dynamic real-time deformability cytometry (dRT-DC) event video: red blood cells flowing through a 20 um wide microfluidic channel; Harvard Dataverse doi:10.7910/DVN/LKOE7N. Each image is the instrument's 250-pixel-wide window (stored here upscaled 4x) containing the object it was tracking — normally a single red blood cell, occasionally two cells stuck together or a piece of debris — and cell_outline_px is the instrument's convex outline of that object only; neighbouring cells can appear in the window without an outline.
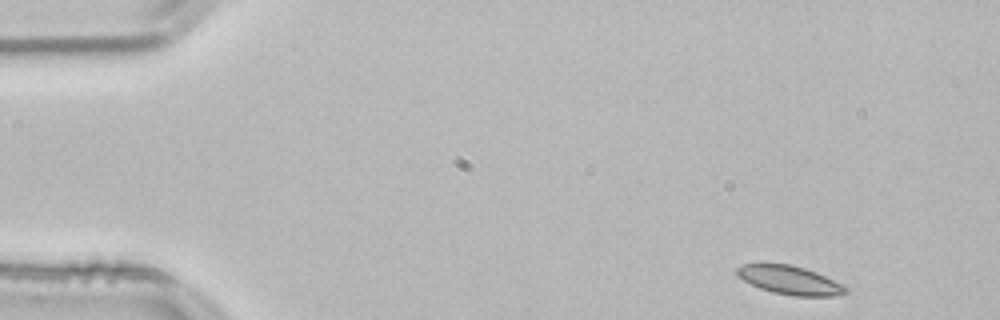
{"species": "common noctule bat (a hibernating species)", "species_latin": "Nyctalus noctula", "temperature_condition": "room temperature", "stored_images_in_passage": 49, "camera_frame_rate_fps": 3000, "um_per_image_px": 0.085, "animal": {"sex": "male", "body_mass_g": 21.5, "forearm_length_mm": 52.0}, "frame": {"image": 1, "passage_image": 1, "time_ms": 0.0, "image_size_px": [1000, 320], "cell_outline_px": [[848, 292], [836, 296], [792, 296], [772, 292], [760, 288], [736, 276], [736, 268], [740, 264], [760, 260], [764, 260], [792, 264], [816, 272], [844, 284], [848, 288]], "centroid_in_image_um": [67.06, 23.75], "position_along_channel_um": 17.9, "area_um2": 19.07}}
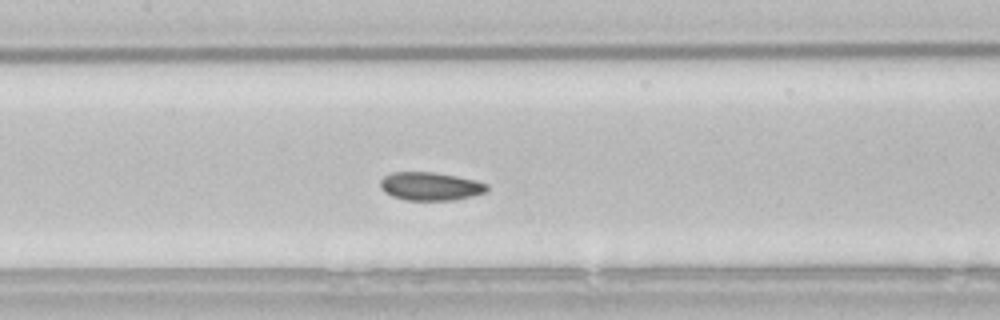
{"frame": {"image": 2, "passage_image": 21, "time_ms": 6.667, "image_size_px": [1000, 320], "cell_outline_px": [[488, 188], [484, 192], [472, 196], [452, 200], [404, 200], [392, 196], [384, 192], [380, 188], [380, 180], [384, 176], [392, 172], [436, 172], [476, 180], [488, 184]], "centroid_in_image_um": [36.55, 15.83], "position_along_channel_um": 170.8, "area_um2": 17.63}}
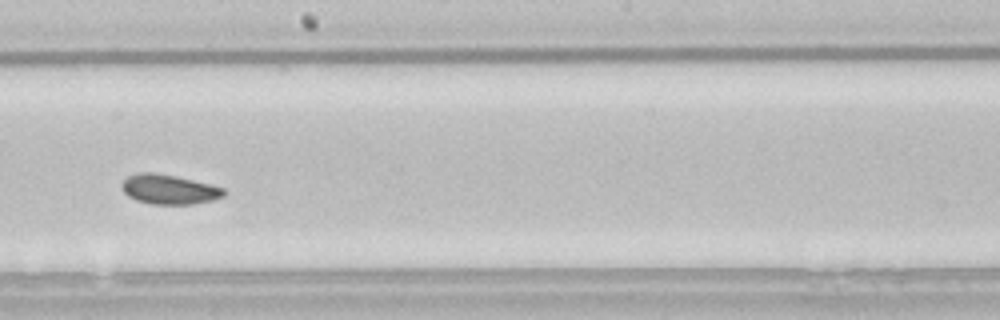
{"frame": {"image": 3, "passage_image": 26, "time_ms": 8.333, "image_size_px": [1000, 320], "cell_outline_px": [[224, 196], [212, 200], [192, 204], [152, 204], [136, 200], [128, 196], [124, 192], [120, 184], [128, 176], [140, 172], [152, 172], [176, 176], [224, 188]], "centroid_in_image_um": [14.33, 16.09], "position_along_channel_um": 233.9, "area_um2": 17.46}, "authors_computed_cell_mechanics": {"area_um2": 17.918, "velocity_mm_per_s": 3.7893, "shape_relaxation_time_tau1_ms": 4.3871, "shape_relaxation_time_tau2_ms": 10.7436, "deformation_change_tau1": 0.051, "deformation_change_tau2": 0.1014}}